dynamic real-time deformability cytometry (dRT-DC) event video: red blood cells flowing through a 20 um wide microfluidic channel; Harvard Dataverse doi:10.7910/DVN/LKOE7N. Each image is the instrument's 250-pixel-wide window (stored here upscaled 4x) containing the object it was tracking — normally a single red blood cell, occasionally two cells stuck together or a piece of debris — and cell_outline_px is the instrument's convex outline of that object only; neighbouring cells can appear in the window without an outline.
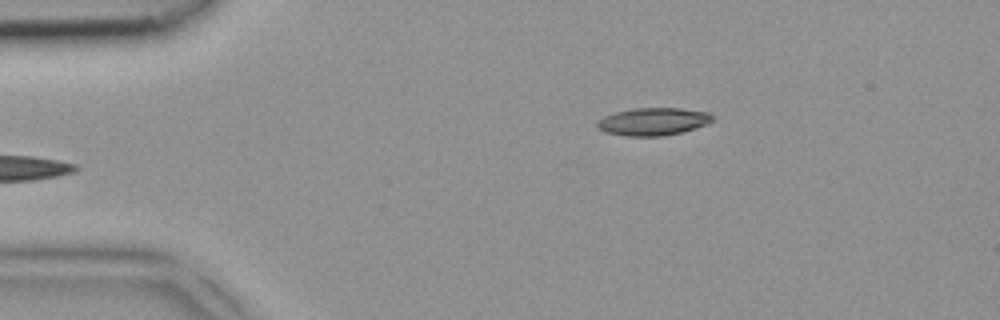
{"species": "common noctule bat (a hibernating species)", "species_latin": "Nyctalus noctula", "temperature_condition": "room temperature", "stored_images_in_passage": 3, "camera_frame_rate_fps": 3000, "um_per_image_px": 0.085, "animal": {"sex": "female", "body_mass_g": 18.4}, "frame": {"image": 1, "passage_image": 3, "time_ms": 0.667, "image_size_px": [1000, 320], "cell_outline_px": [[712, 120], [708, 124], [680, 132], [664, 136], [628, 136], [604, 132], [596, 128], [596, 124], [604, 116], [616, 112], [632, 108], [680, 108], [712, 112]], "centroid_in_image_um": [55.52, 10.33], "position_along_channel_um": 29.5, "area_um2": 18.61}}